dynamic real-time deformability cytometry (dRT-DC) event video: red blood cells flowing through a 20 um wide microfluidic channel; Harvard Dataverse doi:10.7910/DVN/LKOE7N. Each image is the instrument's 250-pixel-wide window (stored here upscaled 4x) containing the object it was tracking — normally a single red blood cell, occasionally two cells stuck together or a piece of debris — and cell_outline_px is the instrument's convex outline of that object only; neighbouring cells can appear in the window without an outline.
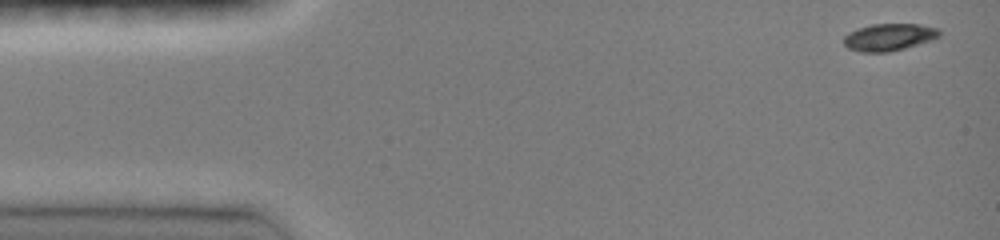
{"species": "common noctule bat (a hibernating species)", "species_latin": "Nyctalus noctula", "temperature_condition": "room temperature", "stored_images_in_passage": 45, "camera_frame_rate_fps": 3000, "um_per_image_px": 0.085, "animal": {"sex": "female", "body_mass_g": 19.0, "forearm_length_mm": 51.5}, "frame": {"image": 1, "passage_image": 1, "time_ms": 0.0, "image_size_px": [1000, 240], "cell_outline_px": [[940, 36], [932, 40], [904, 48], [888, 52], [860, 52], [848, 48], [844, 44], [844, 36], [848, 32], [872, 24], [920, 24], [940, 28]], "centroid_in_image_um": [75.59, 3.15], "position_along_channel_um": 9.4, "area_um2": 15.14}}
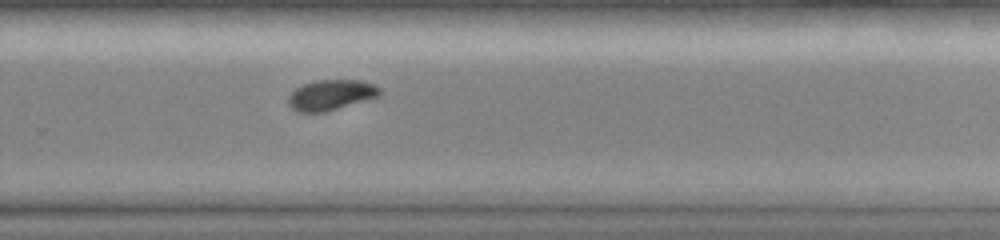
{"frame": {"image": 2, "passage_image": 31, "time_ms": 10.0, "image_size_px": [1000, 240], "cell_outline_px": [[384, 92], [380, 96], [324, 112], [296, 112], [288, 104], [288, 96], [296, 88], [304, 84], [316, 80], [360, 80], [376, 84]], "centroid_in_image_um": [28.16, 8.06], "position_along_channel_um": 301.6, "area_um2": 16.3}}
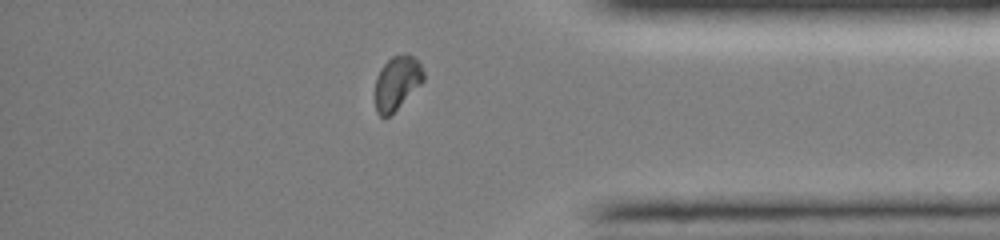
{"frame": {"image": 3, "passage_image": 39, "time_ms": 12.667, "image_size_px": [1000, 240], "cell_outline_px": [[424, 80], [388, 116], [380, 116], [376, 112], [376, 76], [380, 68], [392, 56], [408, 52], [420, 64], [424, 72]], "centroid_in_image_um": [33.73, 6.98], "position_along_channel_um": 401.5, "area_um2": 14.8}, "authors_computed_cell_mechanics": {"area_um2": 16.2418, "velocity_mm_per_s": 4.038, "shape_relaxation_time_tau1_ms": 2.6375, "shape_relaxation_time_tau2_ms": 3.0654, "deformation_change_tau1": 0.1209, "deformation_change_tau2": 0.0445}}